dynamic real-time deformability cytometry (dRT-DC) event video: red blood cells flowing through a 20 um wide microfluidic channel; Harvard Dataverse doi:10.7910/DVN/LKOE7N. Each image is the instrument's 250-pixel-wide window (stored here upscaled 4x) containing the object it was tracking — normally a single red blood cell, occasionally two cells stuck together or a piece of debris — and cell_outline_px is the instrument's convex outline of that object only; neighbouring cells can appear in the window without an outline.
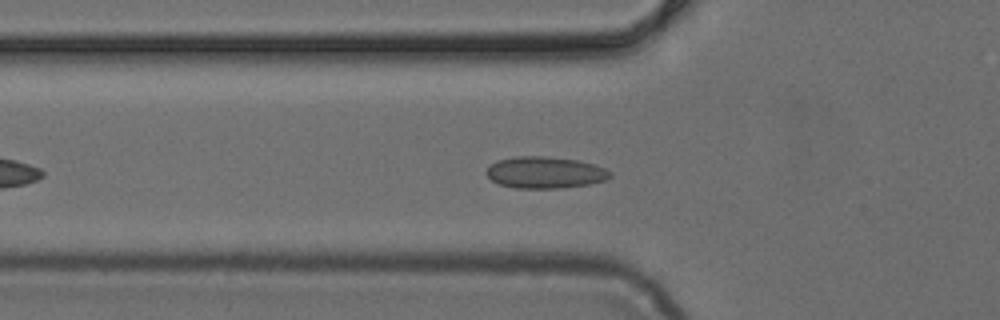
{"species": "common noctule bat (a hibernating species)", "species_latin": "Nyctalus noctula", "temperature_condition": "cold", "stored_images_in_passage": 39, "camera_frame_rate_fps": 3000, "um_per_image_px": 0.085, "animal": {"sex": "female", "body_mass_g": 24.6, "forearm_length_mm": 56.2}, "frame": {"image": 1, "passage_image": 9, "time_ms": 2.667, "image_size_px": [1000, 320], "cell_outline_px": [[612, 176], [604, 180], [588, 184], [560, 188], [516, 188], [500, 184], [492, 180], [484, 172], [496, 160], [516, 156], [544, 156], [580, 160], [596, 164], [612, 172]], "centroid_in_image_um": [46.34, 14.65], "position_along_channel_um": 79.5, "area_um2": 22.89}}
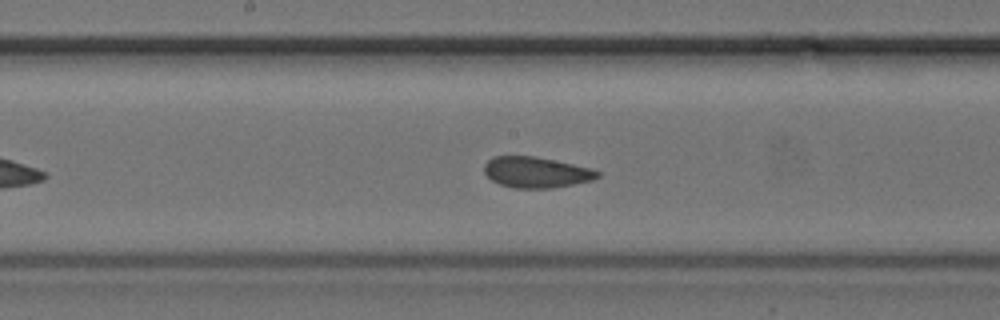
{"frame": {"image": 2, "passage_image": 18, "time_ms": 5.667, "image_size_px": [1000, 320], "cell_outline_px": [[600, 176], [592, 180], [552, 188], [512, 188], [500, 184], [492, 180], [484, 172], [484, 164], [492, 156], [536, 156], [592, 168], [600, 172]], "centroid_in_image_um": [45.57, 14.64], "position_along_channel_um": 202.6, "area_um2": 20.4}}
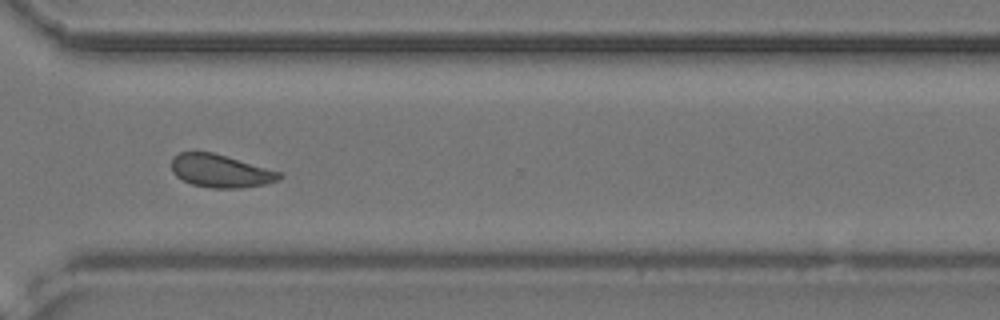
{"frame": {"image": 3, "passage_image": 29, "time_ms": 9.333, "image_size_px": [1000, 320], "cell_outline_px": [[284, 176], [280, 180], [264, 184], [240, 188], [212, 188], [192, 184], [176, 176], [172, 172], [172, 156], [180, 152], [212, 152], [284, 172]], "centroid_in_image_um": [18.79, 14.53], "position_along_channel_um": 351.8, "area_um2": 20.87}}